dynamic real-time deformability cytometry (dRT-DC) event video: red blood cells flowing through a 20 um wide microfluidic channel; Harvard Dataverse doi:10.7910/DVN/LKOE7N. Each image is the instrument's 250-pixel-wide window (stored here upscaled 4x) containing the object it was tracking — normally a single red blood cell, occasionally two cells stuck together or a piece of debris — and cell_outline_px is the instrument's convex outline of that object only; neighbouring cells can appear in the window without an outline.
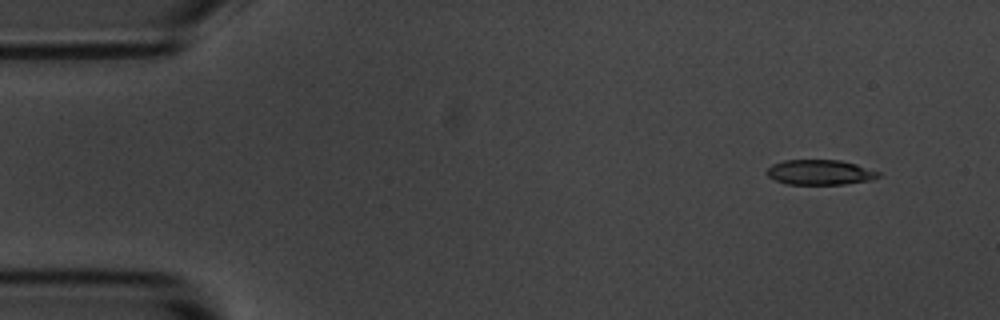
{"species": "common noctule bat (a hibernating species)", "species_latin": "Nyctalus noctula", "temperature_condition": "room temperature", "stored_images_in_passage": 4, "camera_frame_rate_fps": 3000, "um_per_image_px": 0.085, "animal": {"sex": "male", "body_mass_g": 20.1, "forearm_length_mm": 53.5}, "frame": {"image": 1, "passage_image": 1, "time_ms": 0.0, "image_size_px": [1000, 320], "cell_outline_px": [[880, 176], [872, 180], [844, 184], [788, 184], [776, 180], [768, 176], [764, 172], [772, 164], [784, 160], [840, 160], [856, 164], [880, 172]], "centroid_in_image_um": [69.69, 14.64], "position_along_channel_um": 15.3, "area_um2": 16.3}}
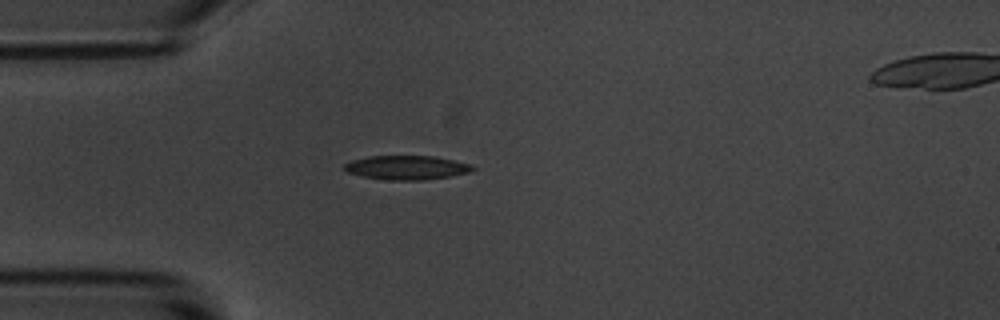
{"frame": {"image": 2, "passage_image": 4, "time_ms": 3.333, "image_size_px": [1000, 320], "cell_outline_px": [[476, 168], [468, 172], [448, 176], [420, 180], [388, 180], [364, 176], [348, 172], [344, 168], [344, 164], [352, 160], [368, 156], [432, 156], [452, 160], [468, 164]], "centroid_in_image_um": [34.52, 14.24], "position_along_channel_um": 50.5, "area_um2": 17.57}}